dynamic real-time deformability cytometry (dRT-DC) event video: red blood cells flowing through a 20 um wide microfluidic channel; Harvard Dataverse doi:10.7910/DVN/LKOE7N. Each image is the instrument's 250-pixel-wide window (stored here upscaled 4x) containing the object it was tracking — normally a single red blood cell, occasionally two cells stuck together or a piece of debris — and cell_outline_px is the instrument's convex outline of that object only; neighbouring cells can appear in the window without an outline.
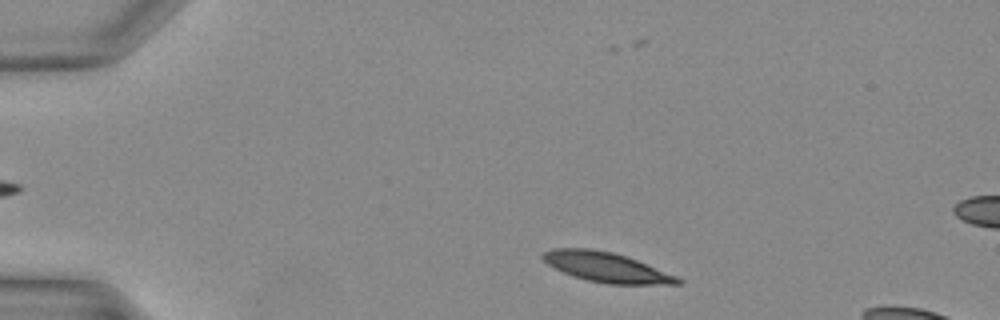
{"species": "Egyptian fruit bat (a non-hibernating species)", "species_latin": "Rousettus aegyptiacus", "temperature_condition": "warm", "stored_images_in_passage": 33, "camera_frame_rate_fps": 3000, "um_per_image_px": 0.085, "animal": {"sex": "female"}, "frame": {"image": 1, "passage_image": 2, "time_ms": 0.333, "image_size_px": [1000, 320], "cell_outline_px": [[684, 280], [680, 284], [608, 284], [588, 280], [564, 272], [548, 264], [540, 256], [544, 252], [552, 248], [592, 248], [612, 252], [636, 260], [676, 276]], "centroid_in_image_um": [51.53, 22.7], "position_along_channel_um": 33.5, "area_um2": 23.0}}
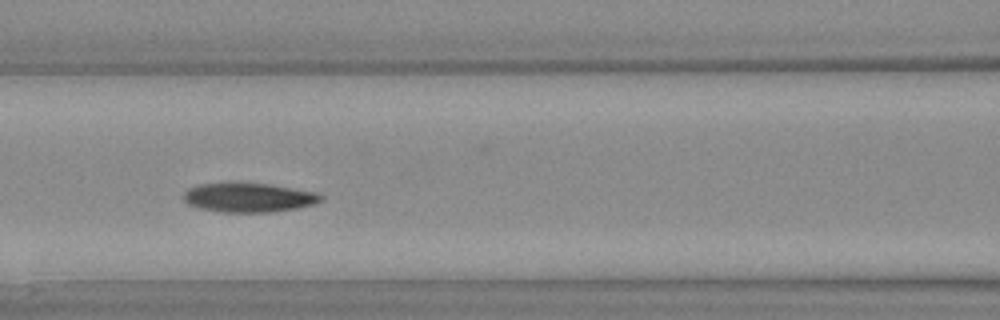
{"frame": {"image": 2, "passage_image": 12, "time_ms": 3.667, "image_size_px": [1000, 320], "cell_outline_px": [[324, 200], [316, 204], [296, 208], [272, 212], [220, 212], [200, 208], [188, 204], [184, 200], [184, 192], [188, 188], [200, 184], [268, 184], [316, 192], [324, 196]], "centroid_in_image_um": [21.18, 16.81], "position_along_channel_um": 145.4, "area_um2": 23.12}}
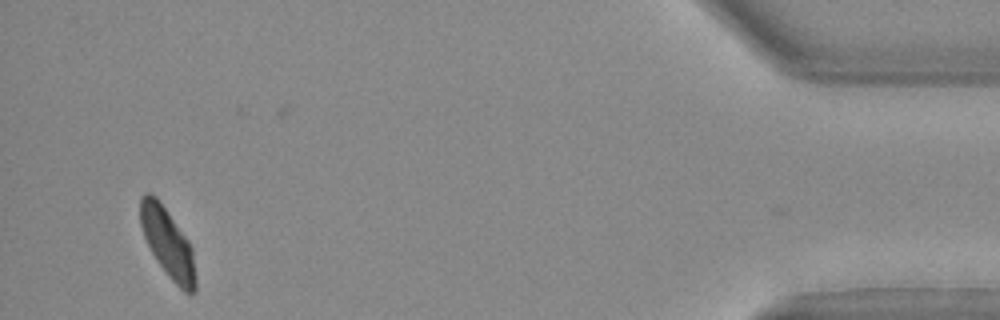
{"frame": {"image": 3, "passage_image": 32, "time_ms": 10.333, "image_size_px": [1000, 320], "cell_outline_px": [[196, 292], [184, 292], [172, 280], [156, 260], [144, 236], [140, 224], [140, 200], [144, 192], [148, 192], [156, 196], [188, 240], [192, 248], [196, 276]], "centroid_in_image_um": [14.26, 20.65], "position_along_channel_um": 420.9, "area_um2": 22.02}}